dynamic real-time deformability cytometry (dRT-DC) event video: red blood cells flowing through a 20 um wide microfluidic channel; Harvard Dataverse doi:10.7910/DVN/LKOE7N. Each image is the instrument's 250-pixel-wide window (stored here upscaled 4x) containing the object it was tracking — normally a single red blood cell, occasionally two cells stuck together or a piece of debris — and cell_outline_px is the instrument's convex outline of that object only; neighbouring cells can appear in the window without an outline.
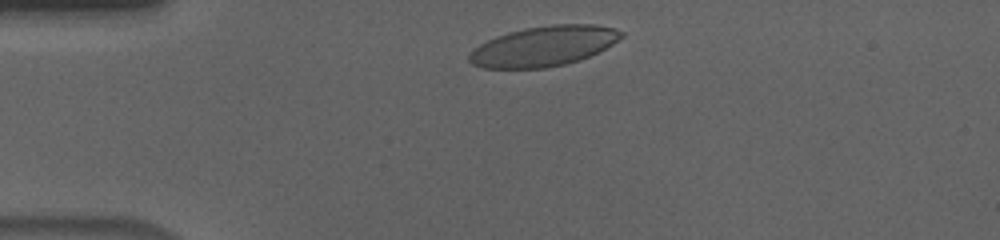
{"species": "human", "species_latin": "Homo sapiens", "temperature_condition": "cold", "stored_images_in_passage": 37, "camera_frame_rate_fps": 3000, "um_per_image_px": 0.085, "donor": {"sex": "male"}, "frame": {"image": 1, "passage_image": 3, "time_ms": 0.667, "image_size_px": [1000, 240], "cell_outline_px": [[624, 36], [612, 44], [580, 60], [564, 64], [544, 68], [484, 68], [472, 64], [468, 60], [468, 52], [472, 48], [496, 36], [508, 32], [524, 28], [552, 24], [596, 24], [612, 28], [624, 32]], "centroid_in_image_um": [46.17, 3.92], "position_along_channel_um": 38.8, "area_um2": 35.55}}
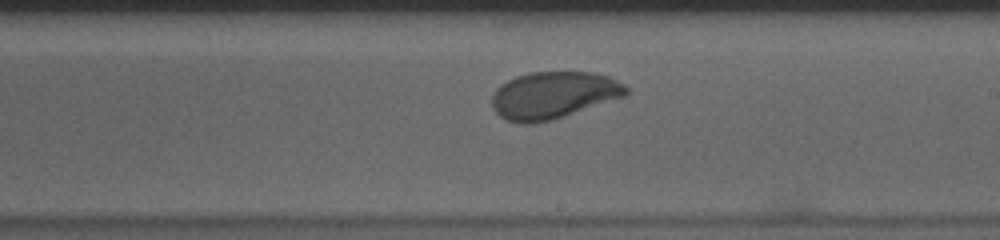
{"frame": {"image": 2, "passage_image": 23, "time_ms": 7.333, "image_size_px": [1000, 240], "cell_outline_px": [[628, 96], [552, 120], [536, 124], [520, 124], [504, 120], [492, 108], [492, 96], [496, 88], [500, 84], [516, 76], [528, 72], [596, 72], [608, 76], [624, 84], [628, 88]], "centroid_in_image_um": [47.04, 8.1], "position_along_channel_um": 242.0, "area_um2": 37.4}}
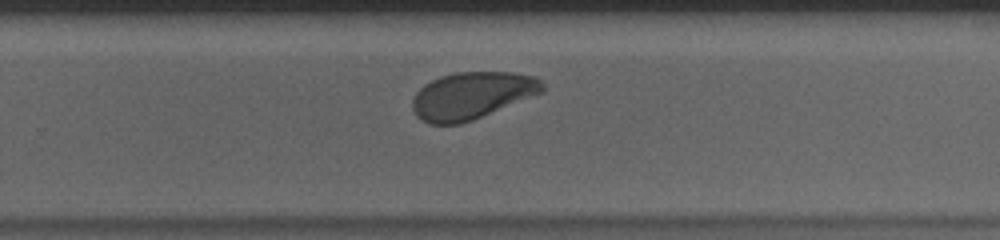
{"frame": {"image": 3, "passage_image": 27, "time_ms": 8.667, "image_size_px": [1000, 240], "cell_outline_px": [[544, 92], [472, 120], [460, 124], [428, 124], [416, 116], [412, 108], [412, 100], [416, 92], [424, 84], [440, 76], [456, 72], [512, 72], [536, 76], [544, 84]], "centroid_in_image_um": [40.11, 8.11], "position_along_channel_um": 289.7, "area_um2": 35.78}, "authors_computed_cell_mechanics": {"area_um2": 36.703, "velocity_mm_per_s": 3.6029, "shape_relaxation_time_tau1_ms": 2.2933, "shape_relaxation_time_tau2_ms": 2.1939, "deformation_change_tau1": 0.1331, "deformation_change_tau2": 0.0614}}